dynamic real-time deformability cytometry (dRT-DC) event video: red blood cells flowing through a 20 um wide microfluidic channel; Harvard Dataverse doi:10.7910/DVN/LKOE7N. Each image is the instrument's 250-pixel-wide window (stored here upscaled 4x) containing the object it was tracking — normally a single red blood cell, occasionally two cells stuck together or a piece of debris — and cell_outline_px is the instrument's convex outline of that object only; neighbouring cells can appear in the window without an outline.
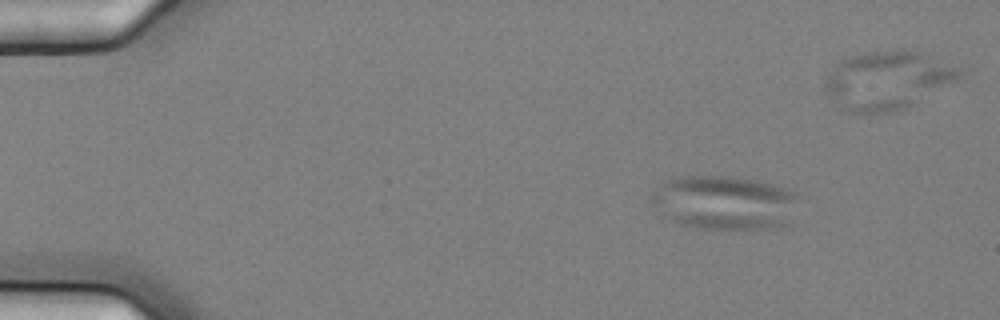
{"species": "common noctule bat (a hibernating species)", "species_latin": "Nyctalus noctula", "temperature_condition": "cold", "stored_images_in_passage": 6, "camera_frame_rate_fps": 3000, "um_per_image_px": 0.085, "animal": {"sex": "female", "body_mass_g": 25.1}, "frame": {"image": 1, "passage_image": 2, "time_ms": 0.333, "image_size_px": [1000, 320], "cell_outline_px": [[800, 196], [792, 224], [776, 228], [696, 228], [680, 224], [672, 220], [652, 204], [652, 192], [660, 184], [668, 180], [684, 176], [732, 176], [756, 180], [788, 188], [796, 192]], "centroid_in_image_um": [61.68, 17.22], "position_along_channel_um": 23.3, "area_um2": 46.64}}